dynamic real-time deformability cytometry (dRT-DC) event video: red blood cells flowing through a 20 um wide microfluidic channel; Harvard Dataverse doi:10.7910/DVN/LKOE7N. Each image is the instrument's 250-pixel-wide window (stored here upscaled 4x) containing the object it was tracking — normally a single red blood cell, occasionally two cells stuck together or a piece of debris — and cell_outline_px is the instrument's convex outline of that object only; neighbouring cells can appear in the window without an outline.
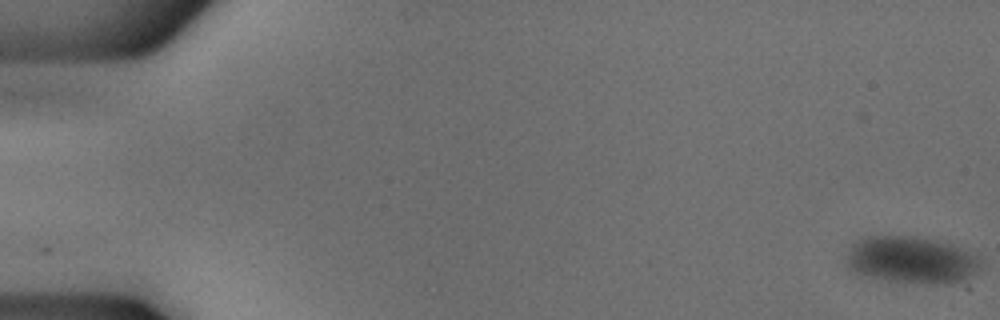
{"species": "common noctule bat (a hibernating species)", "species_latin": "Nyctalus noctula", "temperature_condition": "cold", "stored_images_in_passage": 54, "camera_frame_rate_fps": 3000, "um_per_image_px": 0.085, "animal": {"sex": "male", "body_mass_g": 18.8}, "frame": {"image": 1, "passage_image": 1, "time_ms": 0.0, "image_size_px": [1000, 320], "cell_outline_px": [[980, 268], [964, 280], [888, 280], [856, 276], [844, 264], [844, 260], [848, 248], [856, 240], [864, 236], [912, 236], [932, 240], [948, 244], [980, 256]], "centroid_in_image_um": [77.29, 22.04], "position_along_channel_um": 7.7, "area_um2": 35.89}}
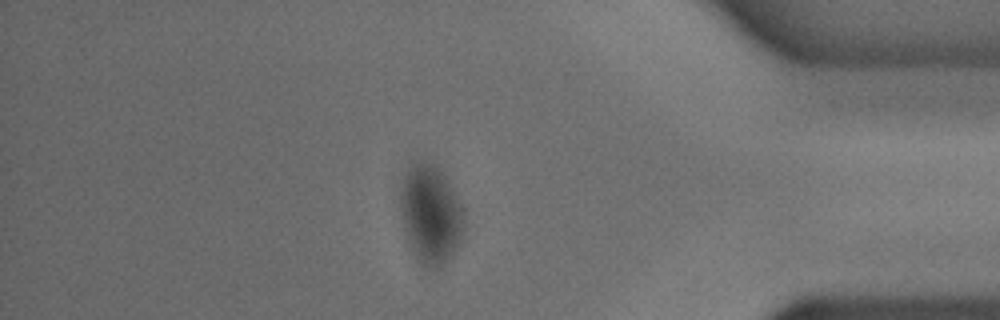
{"frame": {"image": 2, "passage_image": 47, "time_ms": 15.333, "image_size_px": [1000, 320], "cell_outline_px": [[464, 232], [452, 256], [444, 264], [436, 268], [420, 268], [408, 240], [404, 228], [400, 204], [400, 188], [404, 172], [412, 160], [424, 160], [436, 164], [448, 184], [464, 216]], "centroid_in_image_um": [36.55, 18.22], "position_along_channel_um": 398.6, "area_um2": 36.65}}